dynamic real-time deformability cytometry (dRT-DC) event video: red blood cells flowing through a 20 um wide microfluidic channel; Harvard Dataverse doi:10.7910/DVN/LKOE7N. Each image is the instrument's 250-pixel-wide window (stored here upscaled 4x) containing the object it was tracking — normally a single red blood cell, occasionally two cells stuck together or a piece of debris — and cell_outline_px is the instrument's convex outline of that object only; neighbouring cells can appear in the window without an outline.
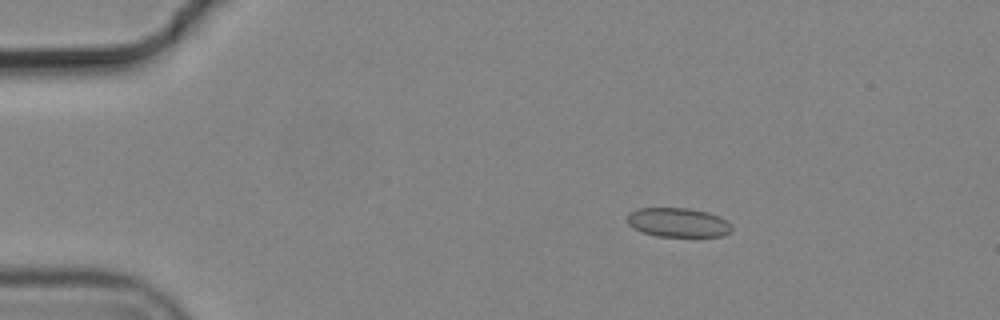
{"species": "common noctule bat (a hibernating species)", "species_latin": "Nyctalus noctula", "temperature_condition": "cold", "stored_images_in_passage": 5, "camera_frame_rate_fps": 3000, "um_per_image_px": 0.085, "animal": {"sex": "male", "body_mass_g": 19.2, "forearm_length_mm": 51.8}, "frame": {"image": 1, "passage_image": 3, "time_ms": 0.667, "image_size_px": [1000, 320], "cell_outline_px": [[732, 232], [724, 236], [656, 236], [640, 232], [628, 224], [628, 212], [636, 208], [688, 208], [708, 212], [720, 216], [728, 220], [732, 224]], "centroid_in_image_um": [57.66, 18.91], "position_along_channel_um": 27.3, "area_um2": 18.09}}